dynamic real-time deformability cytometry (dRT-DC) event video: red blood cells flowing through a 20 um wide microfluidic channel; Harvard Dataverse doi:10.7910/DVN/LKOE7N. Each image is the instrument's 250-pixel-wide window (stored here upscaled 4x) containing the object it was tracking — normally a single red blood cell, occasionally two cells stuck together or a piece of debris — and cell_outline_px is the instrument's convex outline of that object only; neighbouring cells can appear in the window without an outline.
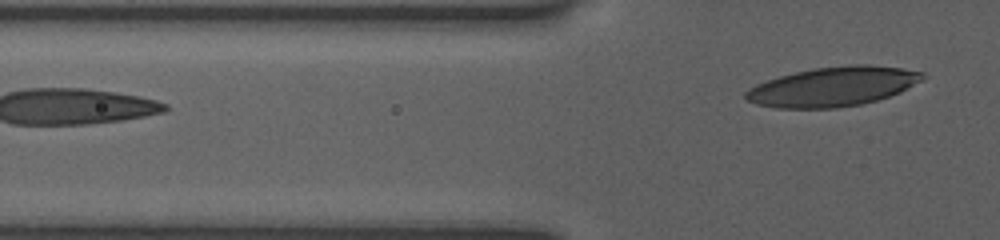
{"species": "human", "species_latin": "Homo sapiens", "temperature_condition": "room temperature", "stored_images_in_passage": 8, "segment_of_instrument_passage": [2, 2], "camera_frame_rate_fps": 3000, "um_per_image_px": 0.085, "donor": {"sex": "female"}, "frame": {"image": 1, "passage_image": 8, "time_ms": 3.667, "image_size_px": [1000, 240], "cell_outline_px": [[924, 76], [920, 80], [900, 92], [876, 100], [860, 104], [836, 108], [776, 108], [756, 104], [748, 100], [744, 96], [744, 92], [748, 88], [756, 84], [780, 76], [812, 68], [852, 64], [868, 64], [900, 68], [924, 72]], "centroid_in_image_um": [70.76, 7.36], "position_along_channel_um": 55.0, "area_um2": 40.4}}